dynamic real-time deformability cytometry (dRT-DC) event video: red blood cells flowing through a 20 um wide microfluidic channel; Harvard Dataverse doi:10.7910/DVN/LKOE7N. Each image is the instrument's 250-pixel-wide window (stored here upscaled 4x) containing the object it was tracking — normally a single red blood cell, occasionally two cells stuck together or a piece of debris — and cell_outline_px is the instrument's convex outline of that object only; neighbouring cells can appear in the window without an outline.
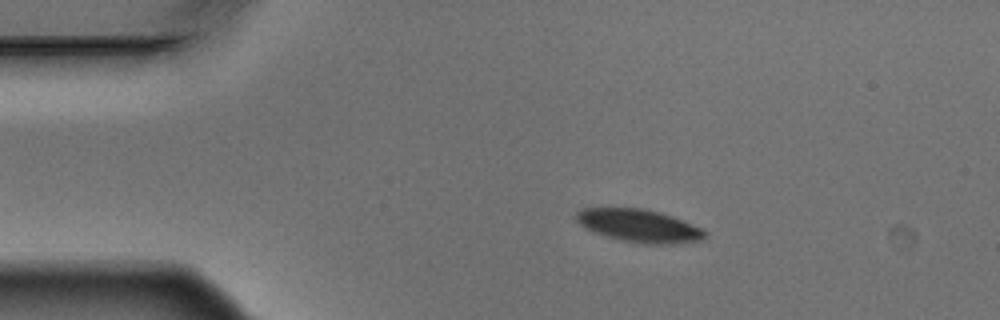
{"species": "Egyptian fruit bat (a non-hibernating species)", "species_latin": "Rousettus aegyptiacus", "temperature_condition": "warm", "stored_images_in_passage": 2, "camera_frame_rate_fps": 3000, "um_per_image_px": 0.085, "animal": {"sex": "male"}, "frame": {"image": 1, "passage_image": 2, "time_ms": 0.333, "image_size_px": [1000, 320], "cell_outline_px": [[708, 236], [704, 240], [672, 244], [644, 244], [624, 240], [592, 232], [580, 224], [576, 220], [576, 212], [584, 208], [644, 208], [660, 212], [672, 216], [700, 228], [708, 232]], "centroid_in_image_um": [54.35, 19.19], "position_along_channel_um": 30.6, "area_um2": 24.57}}